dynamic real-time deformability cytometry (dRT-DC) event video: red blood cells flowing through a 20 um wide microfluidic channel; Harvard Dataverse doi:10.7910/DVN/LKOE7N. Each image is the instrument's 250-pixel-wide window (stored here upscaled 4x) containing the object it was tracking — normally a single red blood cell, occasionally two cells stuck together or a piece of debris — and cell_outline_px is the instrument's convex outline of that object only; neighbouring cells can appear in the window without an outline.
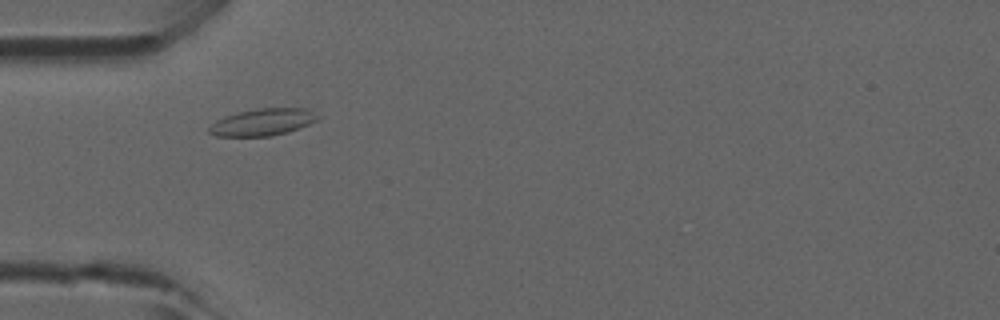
{"species": "common noctule bat (a hibernating species)", "species_latin": "Nyctalus noctula", "temperature_condition": "room temperature", "stored_images_in_passage": 3, "camera_frame_rate_fps": 3000, "um_per_image_px": 0.085, "animal": {"sex": "male", "forearm_length_mm": 52.5}, "frame": {"image": 1, "passage_image": 3, "time_ms": 0.667, "image_size_px": [1000, 320], "cell_outline_px": [[320, 116], [316, 120], [300, 128], [288, 132], [268, 136], [216, 136], [208, 132], [208, 128], [216, 120], [224, 116], [240, 112], [260, 108], [308, 108]], "centroid_in_image_um": [22.33, 10.38], "position_along_channel_um": 62.7, "area_um2": 16.99}}